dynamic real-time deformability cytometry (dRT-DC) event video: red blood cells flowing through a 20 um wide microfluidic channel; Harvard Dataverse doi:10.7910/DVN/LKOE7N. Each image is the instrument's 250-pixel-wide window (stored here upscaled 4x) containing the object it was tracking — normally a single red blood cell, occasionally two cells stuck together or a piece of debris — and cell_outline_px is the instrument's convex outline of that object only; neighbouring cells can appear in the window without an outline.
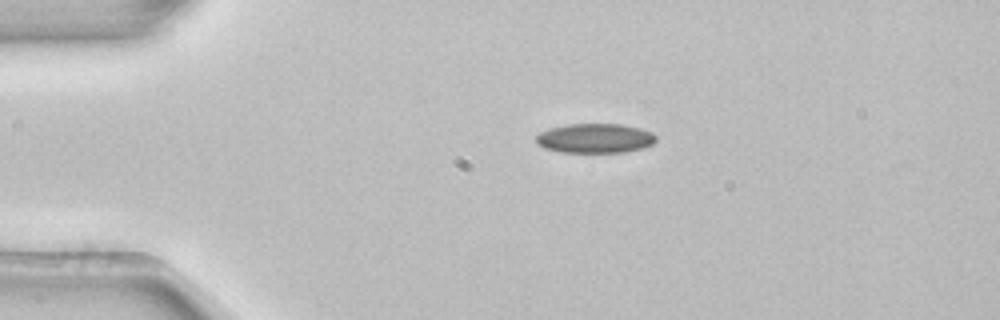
{"species": "common noctule bat (a hibernating species)", "species_latin": "Nyctalus noctula", "temperature_condition": "room temperature", "stored_images_in_passage": 3, "segment_of_instrument_passage": [1, 2], "camera_frame_rate_fps": 3000, "um_per_image_px": 0.085, "animal": {"sex": "female", "body_mass_g": 22.7, "forearm_length_mm": 54.2}, "frame": {"image": 1, "passage_image": 1, "time_ms": 0.0, "image_size_px": [1000, 320], "cell_outline_px": [[656, 140], [652, 144], [640, 148], [624, 152], [560, 152], [544, 148], [536, 144], [536, 136], [540, 132], [548, 128], [568, 124], [620, 124], [640, 128], [652, 132], [656, 136]], "centroid_in_image_um": [50.54, 11.75], "position_along_channel_um": 34.5, "area_um2": 20.63}}